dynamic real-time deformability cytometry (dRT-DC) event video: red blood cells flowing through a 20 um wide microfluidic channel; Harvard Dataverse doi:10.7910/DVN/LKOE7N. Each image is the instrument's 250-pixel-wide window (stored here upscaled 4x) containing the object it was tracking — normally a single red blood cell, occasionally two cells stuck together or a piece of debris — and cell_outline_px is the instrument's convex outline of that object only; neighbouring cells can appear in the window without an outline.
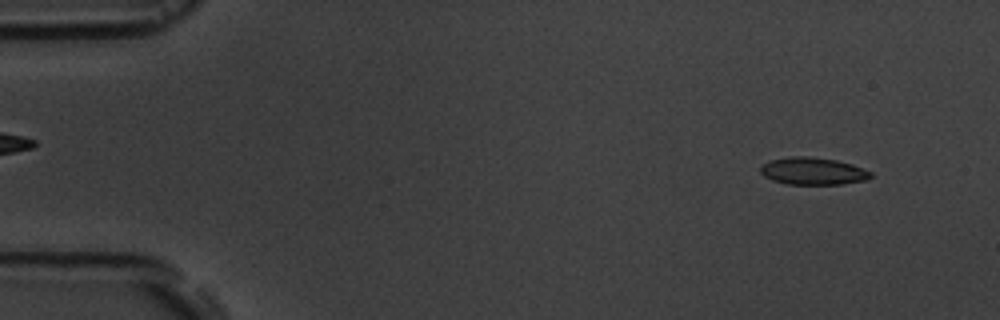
{"species": "common noctule bat (a hibernating species)", "species_latin": "Nyctalus noctula", "temperature_condition": "room temperature", "stored_images_in_passage": 3, "camera_frame_rate_fps": 3000, "um_per_image_px": 0.085, "animal": {"sex": "male", "body_mass_g": 19.5, "forearm_length_mm": 54.6}, "frame": {"image": 1, "passage_image": 3, "time_ms": 3.0, "image_size_px": [1000, 320], "cell_outline_px": [[872, 176], [868, 180], [844, 184], [788, 184], [772, 180], [764, 176], [760, 172], [760, 168], [764, 164], [772, 160], [788, 156], [808, 156], [836, 160], [852, 164], [872, 172]], "centroid_in_image_um": [69.13, 14.55], "position_along_channel_um": 15.9, "area_um2": 17.57}}